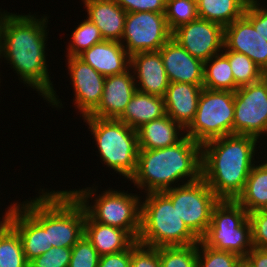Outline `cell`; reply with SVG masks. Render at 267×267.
Masks as SVG:
<instances>
[{"instance_id": "35", "label": "cell", "mask_w": 267, "mask_h": 267, "mask_svg": "<svg viewBox=\"0 0 267 267\" xmlns=\"http://www.w3.org/2000/svg\"><path fill=\"white\" fill-rule=\"evenodd\" d=\"M71 249L72 253L68 267H98L100 255L85 236Z\"/></svg>"}, {"instance_id": "7", "label": "cell", "mask_w": 267, "mask_h": 267, "mask_svg": "<svg viewBox=\"0 0 267 267\" xmlns=\"http://www.w3.org/2000/svg\"><path fill=\"white\" fill-rule=\"evenodd\" d=\"M142 199L141 229L137 239L140 244L158 248L199 242L180 218L176 206L163 192L143 194Z\"/></svg>"}, {"instance_id": "38", "label": "cell", "mask_w": 267, "mask_h": 267, "mask_svg": "<svg viewBox=\"0 0 267 267\" xmlns=\"http://www.w3.org/2000/svg\"><path fill=\"white\" fill-rule=\"evenodd\" d=\"M244 16L253 24L255 30L267 39V6L261 0H249Z\"/></svg>"}, {"instance_id": "46", "label": "cell", "mask_w": 267, "mask_h": 267, "mask_svg": "<svg viewBox=\"0 0 267 267\" xmlns=\"http://www.w3.org/2000/svg\"><path fill=\"white\" fill-rule=\"evenodd\" d=\"M263 1V0H262ZM264 1H266V2H264ZM262 3L265 5V6H267L265 3H267V0H264Z\"/></svg>"}, {"instance_id": "2", "label": "cell", "mask_w": 267, "mask_h": 267, "mask_svg": "<svg viewBox=\"0 0 267 267\" xmlns=\"http://www.w3.org/2000/svg\"><path fill=\"white\" fill-rule=\"evenodd\" d=\"M260 142L253 136L231 134L202 145L201 177L220 200H236L243 192L252 167L262 158Z\"/></svg>"}, {"instance_id": "18", "label": "cell", "mask_w": 267, "mask_h": 267, "mask_svg": "<svg viewBox=\"0 0 267 267\" xmlns=\"http://www.w3.org/2000/svg\"><path fill=\"white\" fill-rule=\"evenodd\" d=\"M169 82L203 85L204 62L191 56L174 39L159 50Z\"/></svg>"}, {"instance_id": "4", "label": "cell", "mask_w": 267, "mask_h": 267, "mask_svg": "<svg viewBox=\"0 0 267 267\" xmlns=\"http://www.w3.org/2000/svg\"><path fill=\"white\" fill-rule=\"evenodd\" d=\"M36 189L37 196L18 202L46 231L52 247L72 248L83 236L86 211L66 188Z\"/></svg>"}, {"instance_id": "40", "label": "cell", "mask_w": 267, "mask_h": 267, "mask_svg": "<svg viewBox=\"0 0 267 267\" xmlns=\"http://www.w3.org/2000/svg\"><path fill=\"white\" fill-rule=\"evenodd\" d=\"M117 4L127 13L132 12H157L165 13L166 0H116Z\"/></svg>"}, {"instance_id": "29", "label": "cell", "mask_w": 267, "mask_h": 267, "mask_svg": "<svg viewBox=\"0 0 267 267\" xmlns=\"http://www.w3.org/2000/svg\"><path fill=\"white\" fill-rule=\"evenodd\" d=\"M0 267H29L21 239L7 222L0 226Z\"/></svg>"}, {"instance_id": "24", "label": "cell", "mask_w": 267, "mask_h": 267, "mask_svg": "<svg viewBox=\"0 0 267 267\" xmlns=\"http://www.w3.org/2000/svg\"><path fill=\"white\" fill-rule=\"evenodd\" d=\"M84 236L100 256L122 252L136 241L126 230L93 221L87 214Z\"/></svg>"}, {"instance_id": "25", "label": "cell", "mask_w": 267, "mask_h": 267, "mask_svg": "<svg viewBox=\"0 0 267 267\" xmlns=\"http://www.w3.org/2000/svg\"><path fill=\"white\" fill-rule=\"evenodd\" d=\"M164 115H166V109L163 97L137 90L118 120L137 130L145 123Z\"/></svg>"}, {"instance_id": "34", "label": "cell", "mask_w": 267, "mask_h": 267, "mask_svg": "<svg viewBox=\"0 0 267 267\" xmlns=\"http://www.w3.org/2000/svg\"><path fill=\"white\" fill-rule=\"evenodd\" d=\"M242 260L235 253L210 248L201 240L197 243V267H237Z\"/></svg>"}, {"instance_id": "1", "label": "cell", "mask_w": 267, "mask_h": 267, "mask_svg": "<svg viewBox=\"0 0 267 267\" xmlns=\"http://www.w3.org/2000/svg\"><path fill=\"white\" fill-rule=\"evenodd\" d=\"M37 14H31L30 11L27 14L10 11L1 14L0 63L5 60L7 65H11L9 68L18 76L20 83L28 89H34L49 107L60 110L64 108L63 99L59 98L54 88L56 84L51 81L53 77L49 74L50 66L47 62L50 20L48 14Z\"/></svg>"}, {"instance_id": "33", "label": "cell", "mask_w": 267, "mask_h": 267, "mask_svg": "<svg viewBox=\"0 0 267 267\" xmlns=\"http://www.w3.org/2000/svg\"><path fill=\"white\" fill-rule=\"evenodd\" d=\"M166 23L172 32L198 18L196 0H166Z\"/></svg>"}, {"instance_id": "28", "label": "cell", "mask_w": 267, "mask_h": 267, "mask_svg": "<svg viewBox=\"0 0 267 267\" xmlns=\"http://www.w3.org/2000/svg\"><path fill=\"white\" fill-rule=\"evenodd\" d=\"M203 88L233 92L239 88L235 83L230 62L222 52L204 62Z\"/></svg>"}, {"instance_id": "36", "label": "cell", "mask_w": 267, "mask_h": 267, "mask_svg": "<svg viewBox=\"0 0 267 267\" xmlns=\"http://www.w3.org/2000/svg\"><path fill=\"white\" fill-rule=\"evenodd\" d=\"M71 253V248L52 247L41 256L31 260L29 267H68Z\"/></svg>"}, {"instance_id": "30", "label": "cell", "mask_w": 267, "mask_h": 267, "mask_svg": "<svg viewBox=\"0 0 267 267\" xmlns=\"http://www.w3.org/2000/svg\"><path fill=\"white\" fill-rule=\"evenodd\" d=\"M84 18L86 19L75 25L74 30L70 33L71 38L68 44L66 43L64 56H79L94 44L104 41L98 27L86 16Z\"/></svg>"}, {"instance_id": "8", "label": "cell", "mask_w": 267, "mask_h": 267, "mask_svg": "<svg viewBox=\"0 0 267 267\" xmlns=\"http://www.w3.org/2000/svg\"><path fill=\"white\" fill-rule=\"evenodd\" d=\"M200 240L210 248L232 252L244 259L253 248L248 212L236 200H219Z\"/></svg>"}, {"instance_id": "10", "label": "cell", "mask_w": 267, "mask_h": 267, "mask_svg": "<svg viewBox=\"0 0 267 267\" xmlns=\"http://www.w3.org/2000/svg\"><path fill=\"white\" fill-rule=\"evenodd\" d=\"M163 193L172 201L173 206H176L177 213L188 229L200 240L211 223L213 207L220 199L202 177Z\"/></svg>"}, {"instance_id": "44", "label": "cell", "mask_w": 267, "mask_h": 267, "mask_svg": "<svg viewBox=\"0 0 267 267\" xmlns=\"http://www.w3.org/2000/svg\"><path fill=\"white\" fill-rule=\"evenodd\" d=\"M237 267H250V265L243 259Z\"/></svg>"}, {"instance_id": "16", "label": "cell", "mask_w": 267, "mask_h": 267, "mask_svg": "<svg viewBox=\"0 0 267 267\" xmlns=\"http://www.w3.org/2000/svg\"><path fill=\"white\" fill-rule=\"evenodd\" d=\"M136 91L137 87L131 69L122 74L106 76L101 101L87 116L118 119Z\"/></svg>"}, {"instance_id": "26", "label": "cell", "mask_w": 267, "mask_h": 267, "mask_svg": "<svg viewBox=\"0 0 267 267\" xmlns=\"http://www.w3.org/2000/svg\"><path fill=\"white\" fill-rule=\"evenodd\" d=\"M264 159V160H263ZM267 156L252 167L243 192L236 201L248 214L267 208ZM261 162V163H260Z\"/></svg>"}, {"instance_id": "13", "label": "cell", "mask_w": 267, "mask_h": 267, "mask_svg": "<svg viewBox=\"0 0 267 267\" xmlns=\"http://www.w3.org/2000/svg\"><path fill=\"white\" fill-rule=\"evenodd\" d=\"M171 38L191 56L205 62L223 51L224 27L215 22L197 18L173 30Z\"/></svg>"}, {"instance_id": "11", "label": "cell", "mask_w": 267, "mask_h": 267, "mask_svg": "<svg viewBox=\"0 0 267 267\" xmlns=\"http://www.w3.org/2000/svg\"><path fill=\"white\" fill-rule=\"evenodd\" d=\"M232 134L249 135L262 140L266 151L267 75L235 91Z\"/></svg>"}, {"instance_id": "15", "label": "cell", "mask_w": 267, "mask_h": 267, "mask_svg": "<svg viewBox=\"0 0 267 267\" xmlns=\"http://www.w3.org/2000/svg\"><path fill=\"white\" fill-rule=\"evenodd\" d=\"M223 50L245 54L267 75V39L244 15L224 27Z\"/></svg>"}, {"instance_id": "31", "label": "cell", "mask_w": 267, "mask_h": 267, "mask_svg": "<svg viewBox=\"0 0 267 267\" xmlns=\"http://www.w3.org/2000/svg\"><path fill=\"white\" fill-rule=\"evenodd\" d=\"M230 62L235 83L240 87L259 81L266 74L245 54L223 50Z\"/></svg>"}, {"instance_id": "5", "label": "cell", "mask_w": 267, "mask_h": 267, "mask_svg": "<svg viewBox=\"0 0 267 267\" xmlns=\"http://www.w3.org/2000/svg\"><path fill=\"white\" fill-rule=\"evenodd\" d=\"M95 184L69 191L93 221L126 230L137 241L141 229L142 194L112 187L100 192L98 189L102 187L98 188L100 184Z\"/></svg>"}, {"instance_id": "45", "label": "cell", "mask_w": 267, "mask_h": 267, "mask_svg": "<svg viewBox=\"0 0 267 267\" xmlns=\"http://www.w3.org/2000/svg\"><path fill=\"white\" fill-rule=\"evenodd\" d=\"M1 9L2 8H0V14H3V13H6L7 12V10H5V9L4 10L3 9L1 10Z\"/></svg>"}, {"instance_id": "20", "label": "cell", "mask_w": 267, "mask_h": 267, "mask_svg": "<svg viewBox=\"0 0 267 267\" xmlns=\"http://www.w3.org/2000/svg\"><path fill=\"white\" fill-rule=\"evenodd\" d=\"M78 57L105 77L122 74L130 69V55L119 41L104 40Z\"/></svg>"}, {"instance_id": "23", "label": "cell", "mask_w": 267, "mask_h": 267, "mask_svg": "<svg viewBox=\"0 0 267 267\" xmlns=\"http://www.w3.org/2000/svg\"><path fill=\"white\" fill-rule=\"evenodd\" d=\"M139 149H162L176 145L186 135L185 129L167 114L137 129Z\"/></svg>"}, {"instance_id": "32", "label": "cell", "mask_w": 267, "mask_h": 267, "mask_svg": "<svg viewBox=\"0 0 267 267\" xmlns=\"http://www.w3.org/2000/svg\"><path fill=\"white\" fill-rule=\"evenodd\" d=\"M161 267H197V243L159 247Z\"/></svg>"}, {"instance_id": "42", "label": "cell", "mask_w": 267, "mask_h": 267, "mask_svg": "<svg viewBox=\"0 0 267 267\" xmlns=\"http://www.w3.org/2000/svg\"><path fill=\"white\" fill-rule=\"evenodd\" d=\"M244 260L250 267H267V249L253 247Z\"/></svg>"}, {"instance_id": "9", "label": "cell", "mask_w": 267, "mask_h": 267, "mask_svg": "<svg viewBox=\"0 0 267 267\" xmlns=\"http://www.w3.org/2000/svg\"><path fill=\"white\" fill-rule=\"evenodd\" d=\"M234 94L233 91L203 88L194 120L185 129V135L201 145L210 140L231 135L234 120Z\"/></svg>"}, {"instance_id": "3", "label": "cell", "mask_w": 267, "mask_h": 267, "mask_svg": "<svg viewBox=\"0 0 267 267\" xmlns=\"http://www.w3.org/2000/svg\"><path fill=\"white\" fill-rule=\"evenodd\" d=\"M201 162L202 145L185 136L170 147L139 149L135 173L128 181L142 195L163 192L199 180Z\"/></svg>"}, {"instance_id": "39", "label": "cell", "mask_w": 267, "mask_h": 267, "mask_svg": "<svg viewBox=\"0 0 267 267\" xmlns=\"http://www.w3.org/2000/svg\"><path fill=\"white\" fill-rule=\"evenodd\" d=\"M252 225L253 247L267 249V212L255 211L249 214Z\"/></svg>"}, {"instance_id": "21", "label": "cell", "mask_w": 267, "mask_h": 267, "mask_svg": "<svg viewBox=\"0 0 267 267\" xmlns=\"http://www.w3.org/2000/svg\"><path fill=\"white\" fill-rule=\"evenodd\" d=\"M203 85L170 82L164 95L166 114L186 129L194 120Z\"/></svg>"}, {"instance_id": "14", "label": "cell", "mask_w": 267, "mask_h": 267, "mask_svg": "<svg viewBox=\"0 0 267 267\" xmlns=\"http://www.w3.org/2000/svg\"><path fill=\"white\" fill-rule=\"evenodd\" d=\"M67 75L73 87V107L81 117L89 115L100 103L105 76L98 73L78 56H65Z\"/></svg>"}, {"instance_id": "27", "label": "cell", "mask_w": 267, "mask_h": 267, "mask_svg": "<svg viewBox=\"0 0 267 267\" xmlns=\"http://www.w3.org/2000/svg\"><path fill=\"white\" fill-rule=\"evenodd\" d=\"M249 0H196L198 18L226 27L244 15Z\"/></svg>"}, {"instance_id": "43", "label": "cell", "mask_w": 267, "mask_h": 267, "mask_svg": "<svg viewBox=\"0 0 267 267\" xmlns=\"http://www.w3.org/2000/svg\"><path fill=\"white\" fill-rule=\"evenodd\" d=\"M17 202V200H15V201H12L11 203H10V205L9 206H7L6 208H5V212H3L2 211V215L0 214V226L3 224V223H5L7 220H8V218H9V215H10V212H11V210H12V208H13V206H14V204Z\"/></svg>"}, {"instance_id": "19", "label": "cell", "mask_w": 267, "mask_h": 267, "mask_svg": "<svg viewBox=\"0 0 267 267\" xmlns=\"http://www.w3.org/2000/svg\"><path fill=\"white\" fill-rule=\"evenodd\" d=\"M14 204L6 221L19 235L28 262L49 251L46 231L19 203Z\"/></svg>"}, {"instance_id": "17", "label": "cell", "mask_w": 267, "mask_h": 267, "mask_svg": "<svg viewBox=\"0 0 267 267\" xmlns=\"http://www.w3.org/2000/svg\"><path fill=\"white\" fill-rule=\"evenodd\" d=\"M130 69L138 91L164 97L170 82L159 51L132 54Z\"/></svg>"}, {"instance_id": "37", "label": "cell", "mask_w": 267, "mask_h": 267, "mask_svg": "<svg viewBox=\"0 0 267 267\" xmlns=\"http://www.w3.org/2000/svg\"><path fill=\"white\" fill-rule=\"evenodd\" d=\"M130 267H161L159 247H149L135 241L132 244Z\"/></svg>"}, {"instance_id": "22", "label": "cell", "mask_w": 267, "mask_h": 267, "mask_svg": "<svg viewBox=\"0 0 267 267\" xmlns=\"http://www.w3.org/2000/svg\"><path fill=\"white\" fill-rule=\"evenodd\" d=\"M80 1V0H79ZM86 17L100 30L104 40L121 42L127 12L116 0H81Z\"/></svg>"}, {"instance_id": "41", "label": "cell", "mask_w": 267, "mask_h": 267, "mask_svg": "<svg viewBox=\"0 0 267 267\" xmlns=\"http://www.w3.org/2000/svg\"><path fill=\"white\" fill-rule=\"evenodd\" d=\"M132 245L119 253L105 254L99 257L98 267H130Z\"/></svg>"}, {"instance_id": "12", "label": "cell", "mask_w": 267, "mask_h": 267, "mask_svg": "<svg viewBox=\"0 0 267 267\" xmlns=\"http://www.w3.org/2000/svg\"><path fill=\"white\" fill-rule=\"evenodd\" d=\"M165 13H127L121 44L131 56L137 52L159 51L170 39Z\"/></svg>"}, {"instance_id": "6", "label": "cell", "mask_w": 267, "mask_h": 267, "mask_svg": "<svg viewBox=\"0 0 267 267\" xmlns=\"http://www.w3.org/2000/svg\"><path fill=\"white\" fill-rule=\"evenodd\" d=\"M95 142L96 154L103 167L114 170L122 179L129 180L135 173L139 153L137 130L118 119H102L91 116L81 118Z\"/></svg>"}]
</instances>
